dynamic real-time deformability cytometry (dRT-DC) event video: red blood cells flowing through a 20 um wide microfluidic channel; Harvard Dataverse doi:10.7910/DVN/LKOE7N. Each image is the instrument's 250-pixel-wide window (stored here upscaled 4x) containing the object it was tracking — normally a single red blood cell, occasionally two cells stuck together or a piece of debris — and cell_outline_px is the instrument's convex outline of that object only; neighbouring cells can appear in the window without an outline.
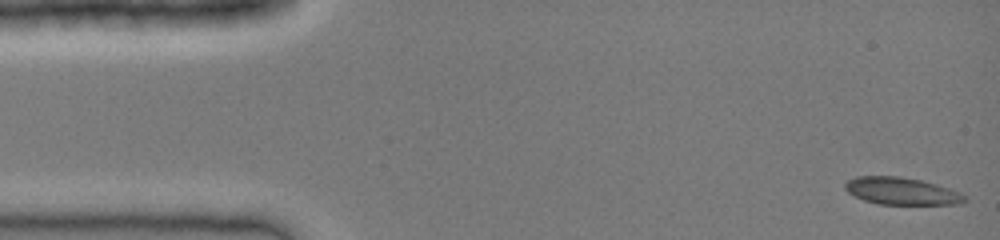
{"species": "common noctule bat (a hibernating species)", "species_latin": "Nyctalus noctula", "temperature_condition": "cold", "stored_images_in_passage": 39, "camera_frame_rate_fps": 3000, "um_per_image_px": 0.085, "animal": {"sex": "female", "body_mass_g": 19.0, "forearm_length_mm": 51.5}, "frame": {"image": 1, "passage_image": 1, "time_ms": 0.0, "image_size_px": [1000, 240], "cell_outline_px": [[968, 200], [964, 204], [880, 204], [864, 200], [848, 192], [844, 188], [844, 184], [848, 180], [856, 176], [900, 176], [924, 180], [960, 192], [968, 196]], "centroid_in_image_um": [76.69, 16.24], "position_along_channel_um": 8.3, "area_um2": 19.19}}
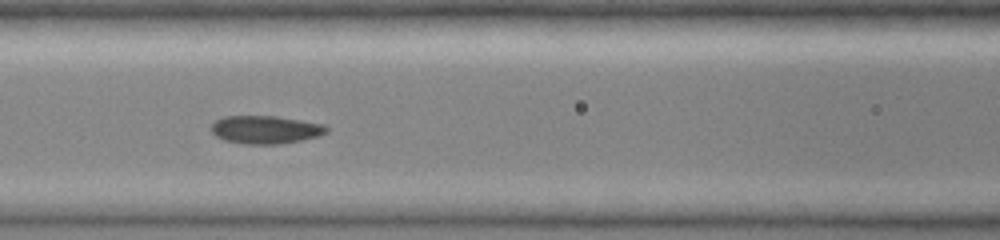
{"frame": {"image": 2, "passage_image": 17, "time_ms": 5.333, "image_size_px": [1000, 240], "cell_outline_px": [[328, 132], [320, 136], [280, 144], [244, 144], [224, 140], [216, 136], [212, 132], [212, 124], [216, 120], [224, 116], [276, 116], [324, 124], [328, 128]], "centroid_in_image_um": [22.58, 11.02], "position_along_channel_um": 144.0, "area_um2": 18.84}}
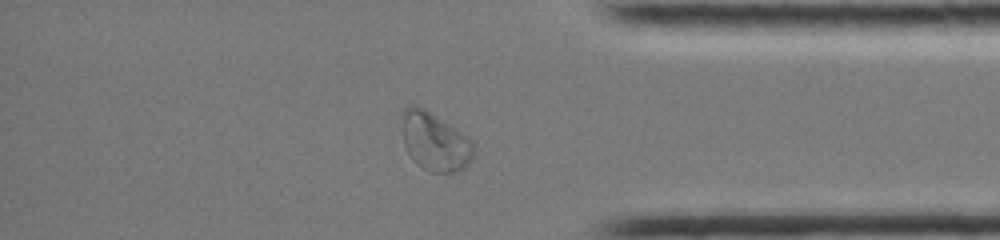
{"frame": {"image": 3, "passage_image": 34, "time_ms": 11.0, "image_size_px": [1000, 240], "cell_outline_px": [[472, 156], [468, 164], [464, 168], [456, 172], [432, 172], [416, 164], [412, 160], [404, 144], [400, 116], [400, 112], [404, 108], [424, 108], [472, 140]], "centroid_in_image_um": [36.91, 12.06], "position_along_channel_um": 398.3, "area_um2": 23.93}}